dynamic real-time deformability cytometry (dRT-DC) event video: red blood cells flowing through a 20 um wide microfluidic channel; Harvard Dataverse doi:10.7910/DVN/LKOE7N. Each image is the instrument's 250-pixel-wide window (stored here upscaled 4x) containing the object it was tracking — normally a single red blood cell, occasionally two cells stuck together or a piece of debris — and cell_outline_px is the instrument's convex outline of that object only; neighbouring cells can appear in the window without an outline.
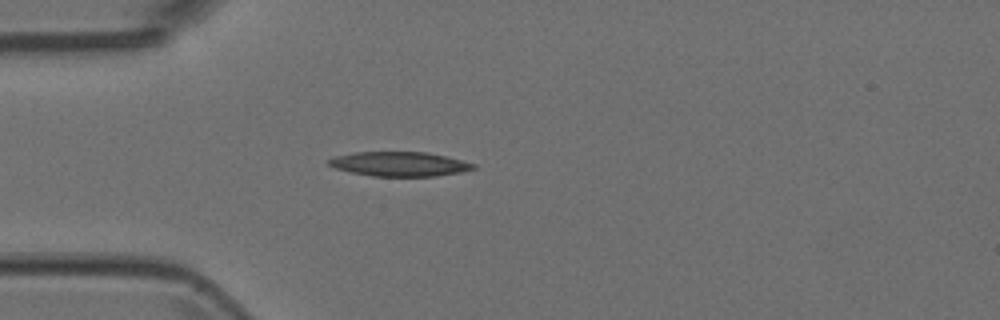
{"species": "Egyptian fruit bat (a non-hibernating species)", "species_latin": "Rousettus aegyptiacus", "temperature_condition": "room temperature", "stored_images_in_passage": 1, "camera_frame_rate_fps": 3000, "um_per_image_px": 0.085, "animal": {"sex": "female"}, "frame": {"image": 1, "passage_image": 1, "time_ms": 0.0, "image_size_px": [1000, 320], "cell_outline_px": [[476, 168], [460, 172], [436, 176], [372, 176], [352, 172], [336, 168], [328, 164], [328, 160], [336, 156], [356, 152], [428, 152], [476, 164]], "centroid_in_image_um": [33.97, 13.94], "position_along_channel_um": 51.0, "area_um2": 20.35}}